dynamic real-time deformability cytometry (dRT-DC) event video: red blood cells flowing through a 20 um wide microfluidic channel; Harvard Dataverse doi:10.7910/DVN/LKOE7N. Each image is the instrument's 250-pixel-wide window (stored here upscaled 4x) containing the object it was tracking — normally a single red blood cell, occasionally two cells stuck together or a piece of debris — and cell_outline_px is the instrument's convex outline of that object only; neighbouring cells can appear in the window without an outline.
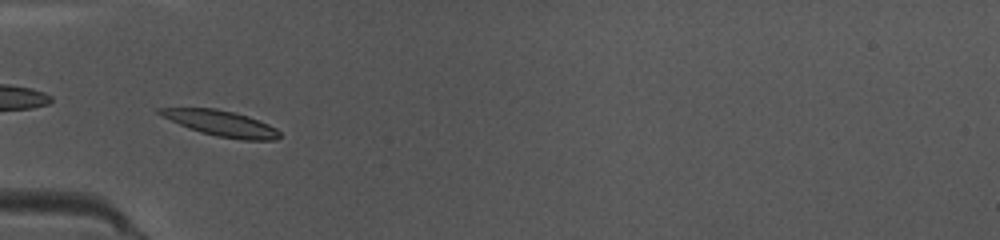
{"species": "common noctule bat (a hibernating species)", "species_latin": "Nyctalus noctula", "temperature_condition": "warm", "stored_images_in_passage": 28, "camera_frame_rate_fps": 3000, "um_per_image_px": 0.085, "animal": {"sex": "female", "body_mass_g": 10.0, "forearm_length_mm": 53.1}, "frame": {"image": 1, "passage_image": 16, "time_ms": 5.0, "image_size_px": [1000, 240], "cell_outline_px": [[280, 136], [276, 140], [244, 140], [216, 136], [200, 132], [188, 128], [156, 112], [156, 108], [216, 108], [248, 116], [268, 124], [276, 128], [280, 132]], "centroid_in_image_um": [18.82, 10.49], "position_along_channel_um": 66.2, "area_um2": 17.69}}
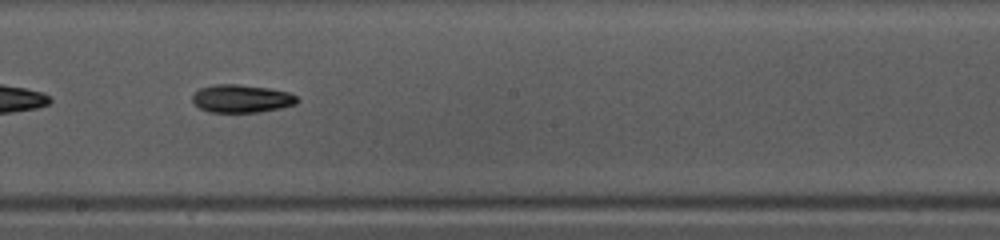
{"frame": {"image": 2, "passage_image": 28, "time_ms": 9.0, "image_size_px": [1000, 240], "cell_outline_px": [[300, 100], [296, 104], [280, 108], [260, 112], [208, 112], [200, 108], [192, 100], [192, 96], [200, 88], [212, 84], [236, 84], [268, 88], [288, 92], [296, 96]], "centroid_in_image_um": [20.53, 8.38], "position_along_channel_um": 227.7, "area_um2": 17.05}}